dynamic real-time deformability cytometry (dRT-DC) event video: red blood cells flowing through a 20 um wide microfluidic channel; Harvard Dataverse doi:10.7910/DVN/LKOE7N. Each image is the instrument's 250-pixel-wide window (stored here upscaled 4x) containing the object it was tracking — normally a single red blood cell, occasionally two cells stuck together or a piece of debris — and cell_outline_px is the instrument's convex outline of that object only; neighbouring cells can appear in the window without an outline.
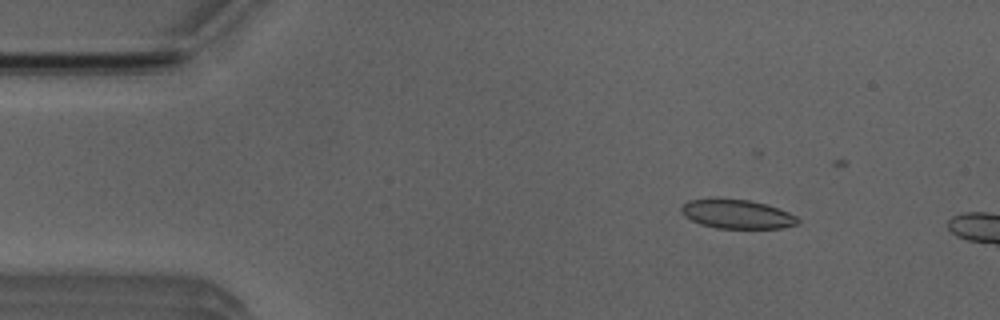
{"species": "Egyptian fruit bat (a non-hibernating species)", "species_latin": "Rousettus aegyptiacus", "temperature_condition": "room temperature", "stored_images_in_passage": 3, "camera_frame_rate_fps": 3000, "um_per_image_px": 0.085, "animal": {"sex": "male"}, "frame": {"image": 1, "passage_image": 2, "time_ms": 1.333, "image_size_px": [1000, 320], "cell_outline_px": [[800, 224], [784, 228], [716, 228], [700, 224], [684, 216], [680, 212], [680, 208], [688, 200], [748, 200], [764, 204], [788, 212], [796, 216], [800, 220]], "centroid_in_image_um": [62.67, 18.23], "position_along_channel_um": 22.3, "area_um2": 19.31}}